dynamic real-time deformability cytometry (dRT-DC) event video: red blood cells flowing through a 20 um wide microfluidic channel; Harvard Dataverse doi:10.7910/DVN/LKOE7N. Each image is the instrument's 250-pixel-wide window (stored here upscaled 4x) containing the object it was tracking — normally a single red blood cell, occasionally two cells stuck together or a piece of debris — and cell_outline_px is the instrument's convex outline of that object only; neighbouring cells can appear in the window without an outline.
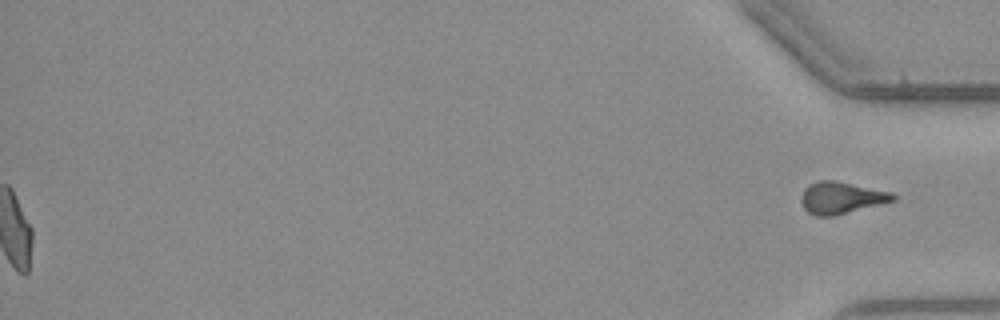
{"species": "common noctule bat (a hibernating species)", "species_latin": "Nyctalus noctula", "temperature_condition": "warm", "stored_images_in_passage": 46, "segment_of_instrument_passage": [2, 2], "camera_frame_rate_fps": 3000, "um_per_image_px": 0.085, "animal": {"sex": "male", "body_mass_g": 23.1, "forearm_length_mm": 52.7}, "frame": {"image": 1, "passage_image": 46, "time_ms": 15.0, "image_size_px": [1000, 320], "cell_outline_px": [[896, 200], [832, 216], [816, 216], [808, 212], [804, 208], [800, 200], [800, 196], [804, 188], [808, 184], [820, 180], [832, 180], [892, 192], [896, 196]], "centroid_in_image_um": [71.47, 16.8], "position_along_channel_um": 363.7, "area_um2": 16.94}}